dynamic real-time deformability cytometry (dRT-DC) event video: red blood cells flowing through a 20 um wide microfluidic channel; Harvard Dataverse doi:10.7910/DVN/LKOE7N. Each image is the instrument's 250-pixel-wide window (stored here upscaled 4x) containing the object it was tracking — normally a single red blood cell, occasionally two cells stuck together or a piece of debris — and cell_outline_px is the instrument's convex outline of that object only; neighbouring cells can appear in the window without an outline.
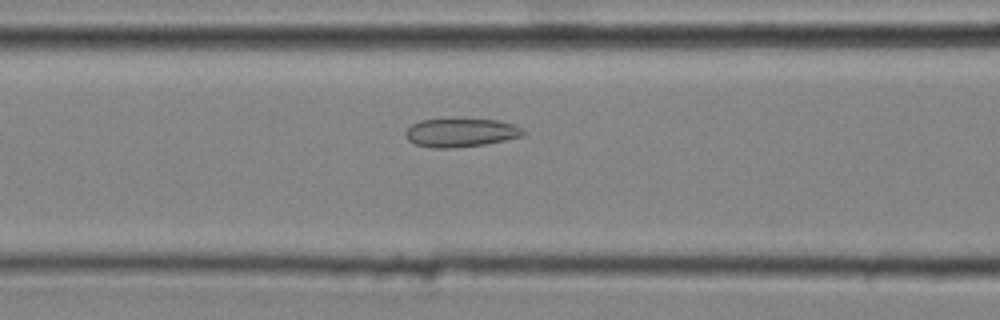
{"species": "common noctule bat (a hibernating species)", "species_latin": "Nyctalus noctula", "temperature_condition": "cold", "stored_images_in_passage": 39, "camera_frame_rate_fps": 3000, "um_per_image_px": 0.085, "animal": {"sex": "male", "body_mass_g": 20.4}, "frame": {"image": 1, "passage_image": 18, "time_ms": 5.667, "image_size_px": [1000, 320], "cell_outline_px": [[524, 136], [484, 144], [456, 148], [432, 148], [416, 144], [408, 140], [404, 132], [412, 124], [420, 120], [496, 120], [512, 124], [520, 128], [524, 132]], "centroid_in_image_um": [39.13, 11.29], "position_along_channel_um": 127.5, "area_um2": 19.19}}
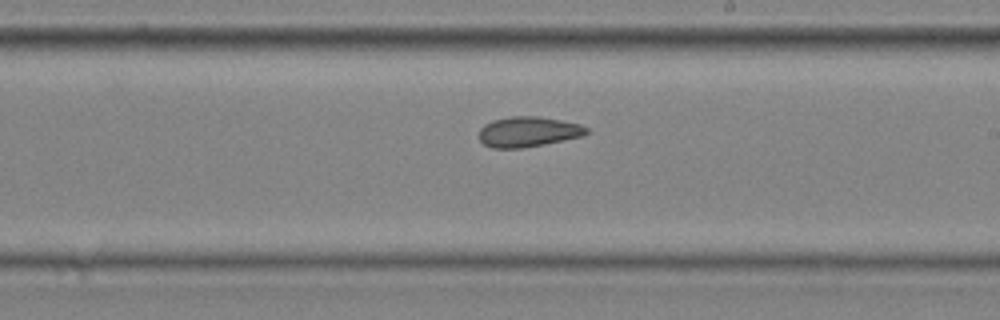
{"frame": {"image": 2, "passage_image": 26, "time_ms": 8.333, "image_size_px": [1000, 320], "cell_outline_px": [[588, 132], [584, 136], [544, 144], [520, 148], [492, 148], [484, 144], [480, 140], [480, 128], [484, 124], [492, 120], [512, 116], [536, 116], [560, 120], [580, 124], [588, 128]], "centroid_in_image_um": [44.89, 11.2], "position_along_channel_um": 244.1, "area_um2": 18.9}}
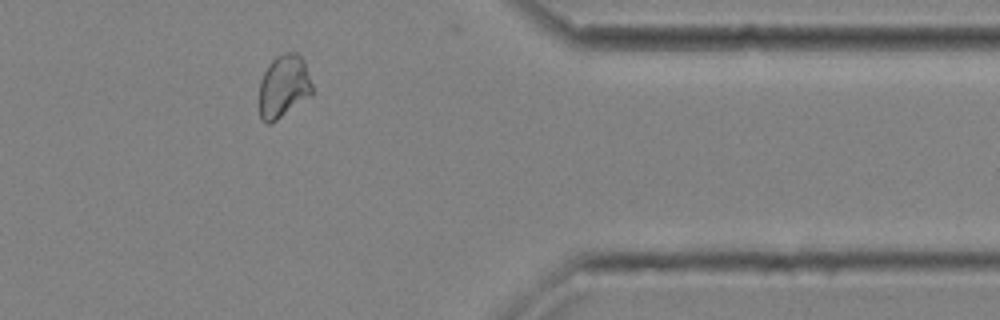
{"frame": {"image": 3, "passage_image": 37, "time_ms": 12.0, "image_size_px": [1000, 320], "cell_outline_px": [[312, 96], [276, 120], [268, 124], [264, 124], [260, 120], [260, 80], [268, 64], [276, 56], [288, 52], [296, 52], [304, 60], [312, 84]], "centroid_in_image_um": [24.11, 7.35], "position_along_channel_um": 387.3, "area_um2": 19.54}}